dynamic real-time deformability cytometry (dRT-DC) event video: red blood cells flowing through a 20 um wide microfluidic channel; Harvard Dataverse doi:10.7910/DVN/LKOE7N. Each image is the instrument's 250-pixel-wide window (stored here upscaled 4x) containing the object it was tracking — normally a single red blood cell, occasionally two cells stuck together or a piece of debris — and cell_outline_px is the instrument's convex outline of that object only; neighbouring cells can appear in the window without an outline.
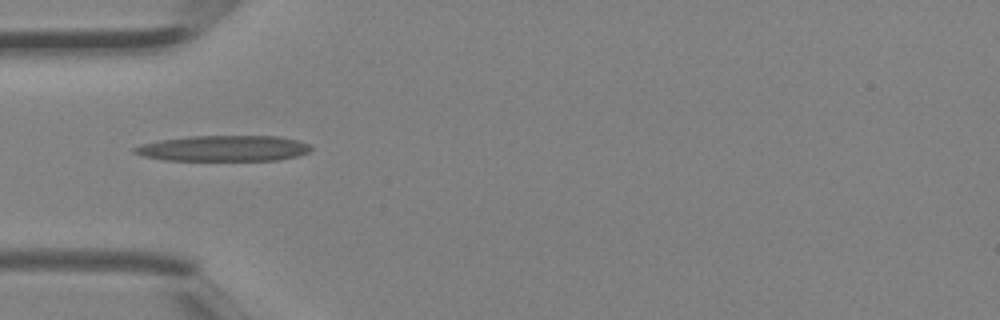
{"species": "Egyptian fruit bat (a non-hibernating species)", "species_latin": "Rousettus aegyptiacus", "temperature_condition": "room temperature", "stored_images_in_passage": 1, "camera_frame_rate_fps": 3000, "um_per_image_px": 0.085, "animal": {"sex": "female"}, "frame": {"image": 1, "passage_image": 1, "time_ms": 0.0, "image_size_px": [1000, 320], "cell_outline_px": [[312, 148], [308, 152], [296, 156], [276, 160], [164, 160], [144, 156], [132, 152], [132, 148], [140, 144], [160, 140], [188, 136], [276, 136], [296, 140], [308, 144]], "centroid_in_image_um": [18.95, 12.61], "position_along_channel_um": 66.0, "area_um2": 26.36}}